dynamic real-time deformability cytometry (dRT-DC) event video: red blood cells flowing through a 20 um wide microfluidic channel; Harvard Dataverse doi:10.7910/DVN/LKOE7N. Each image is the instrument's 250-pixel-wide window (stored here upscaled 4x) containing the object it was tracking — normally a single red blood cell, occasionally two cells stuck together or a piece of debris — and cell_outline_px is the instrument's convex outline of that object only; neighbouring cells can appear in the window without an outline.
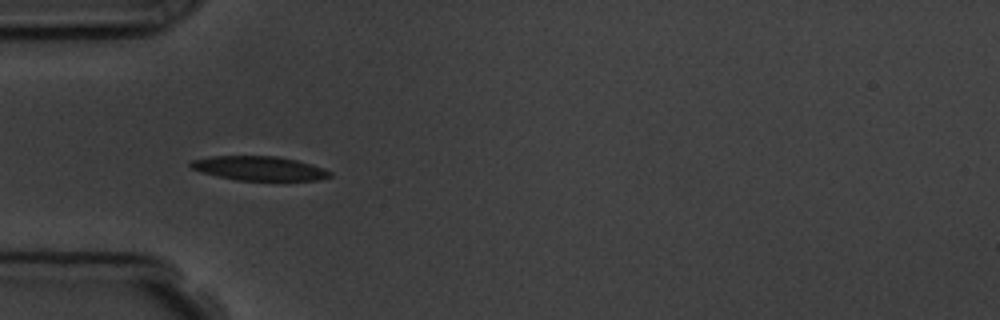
{"species": "common noctule bat (a hibernating species)", "species_latin": "Nyctalus noctula", "temperature_condition": "room temperature", "stored_images_in_passage": 5, "camera_frame_rate_fps": 3000, "um_per_image_px": 0.085, "animal": {"sex": "male", "body_mass_g": 19.5, "forearm_length_mm": 54.6}, "frame": {"image": 1, "passage_image": 4, "time_ms": 3.667, "image_size_px": [1000, 320], "cell_outline_px": [[332, 176], [320, 180], [236, 180], [216, 176], [200, 172], [192, 168], [188, 164], [192, 160], [212, 156], [276, 156], [296, 160], [312, 164], [324, 168], [332, 172]], "centroid_in_image_um": [22.04, 14.31], "position_along_channel_um": 63.0, "area_um2": 19.71}}